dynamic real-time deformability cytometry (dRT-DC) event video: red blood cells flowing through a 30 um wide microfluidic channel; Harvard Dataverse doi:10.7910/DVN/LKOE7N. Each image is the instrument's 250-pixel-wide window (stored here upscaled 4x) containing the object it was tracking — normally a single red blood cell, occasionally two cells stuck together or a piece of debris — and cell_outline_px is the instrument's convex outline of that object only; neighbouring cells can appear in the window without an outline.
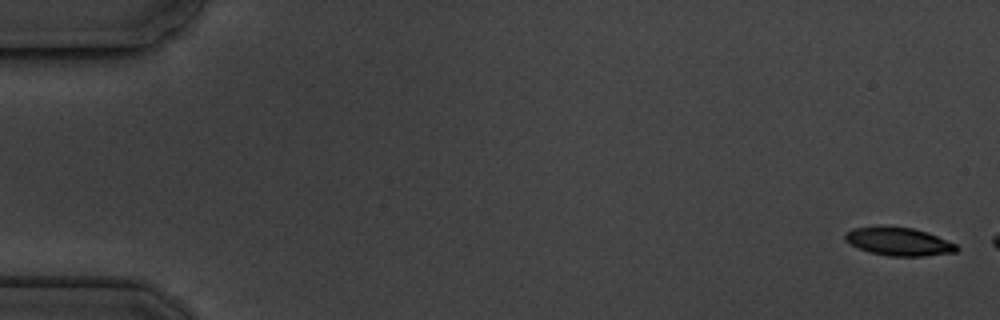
{"species": "common noctule bat (a hibernating species)", "species_latin": "Nyctalus noctula", "temperature_condition": "cold", "stored_images_in_passage": 3, "camera_frame_rate_fps": 3000, "um_per_image_px": 0.085, "animal": {"sex": "male", "body_mass_g": 19.5, "forearm_length_mm": 54.6}, "frame": {"image": 1, "passage_image": 1, "time_ms": 0.0, "image_size_px": [1000, 320], "cell_outline_px": [[960, 248], [956, 252], [920, 256], [888, 256], [868, 252], [844, 240], [844, 232], [852, 228], [912, 228], [928, 232], [956, 244]], "centroid_in_image_um": [76.41, 20.56], "position_along_channel_um": 8.6, "area_um2": 17.86}}